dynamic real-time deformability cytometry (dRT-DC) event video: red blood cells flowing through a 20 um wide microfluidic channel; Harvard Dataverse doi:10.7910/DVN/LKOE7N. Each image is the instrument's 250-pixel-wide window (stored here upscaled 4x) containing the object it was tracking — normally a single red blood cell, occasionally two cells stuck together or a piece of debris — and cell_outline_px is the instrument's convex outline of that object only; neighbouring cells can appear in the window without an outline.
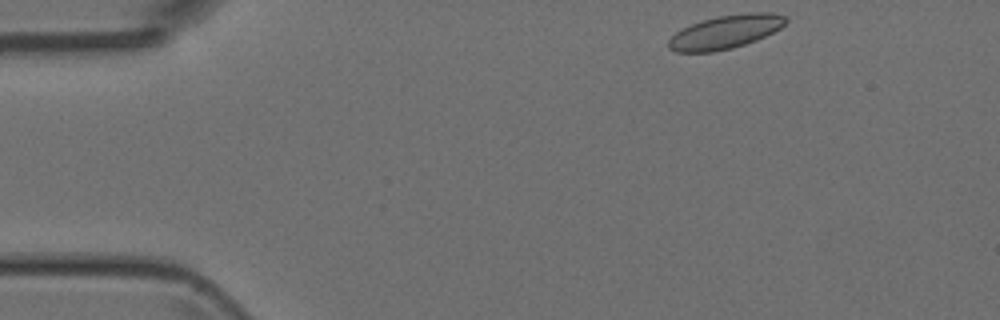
{"species": "Egyptian fruit bat (a non-hibernating species)", "species_latin": "Rousettus aegyptiacus", "temperature_condition": "room temperature", "stored_images_in_passage": 33, "camera_frame_rate_fps": 3000, "um_per_image_px": 0.085, "animal": {"sex": "female"}, "frame": {"image": 1, "passage_image": 1, "time_ms": 0.0, "image_size_px": [1000, 320], "cell_outline_px": [[788, 20], [780, 28], [756, 40], [732, 48], [712, 52], [676, 52], [668, 48], [668, 40], [676, 32], [700, 20], [716, 16], [748, 12], [772, 12], [788, 16]], "centroid_in_image_um": [61.67, 2.7], "position_along_channel_um": 23.3, "area_um2": 22.95}}
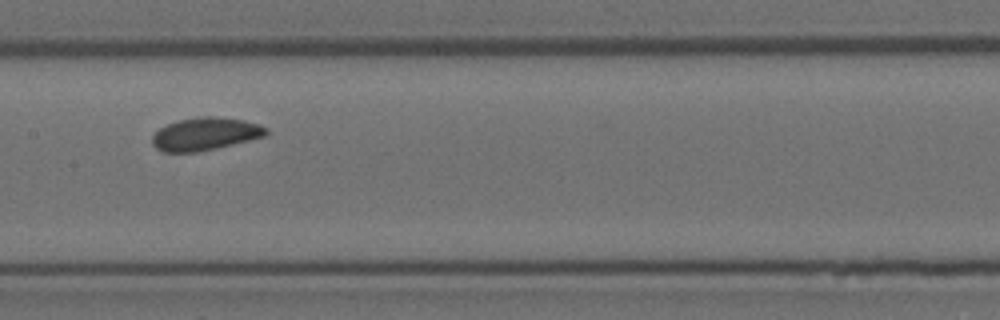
{"frame": {"image": 2, "passage_image": 19, "time_ms": 6.0, "image_size_px": [1000, 320], "cell_outline_px": [[268, 132], [264, 136], [216, 148], [196, 152], [160, 152], [152, 144], [152, 136], [160, 128], [168, 124], [180, 120], [208, 116], [216, 116], [244, 120], [260, 124], [268, 128]], "centroid_in_image_um": [17.44, 11.39], "position_along_channel_um": 190.0, "area_um2": 21.56}}
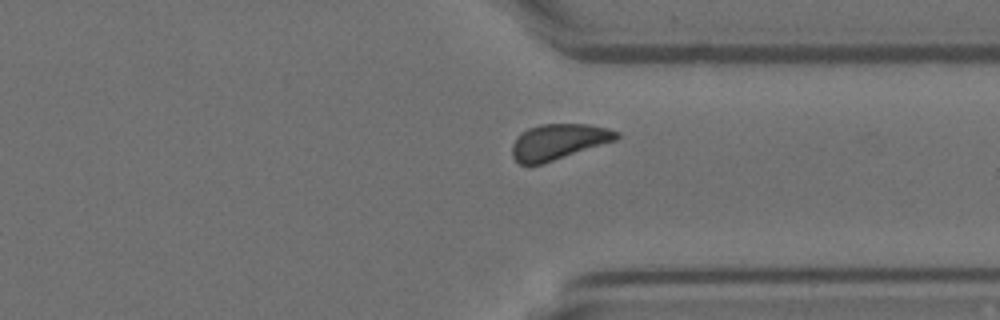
{"frame": {"image": 3, "passage_image": 32, "time_ms": 10.333, "image_size_px": [1000, 320], "cell_outline_px": [[620, 136], [616, 140], [540, 164], [520, 164], [512, 156], [512, 144], [516, 136], [520, 132], [528, 128], [540, 124], [588, 124], [608, 128], [620, 132]], "centroid_in_image_um": [47.45, 12.02], "position_along_channel_um": 363.9, "area_um2": 21.56}}